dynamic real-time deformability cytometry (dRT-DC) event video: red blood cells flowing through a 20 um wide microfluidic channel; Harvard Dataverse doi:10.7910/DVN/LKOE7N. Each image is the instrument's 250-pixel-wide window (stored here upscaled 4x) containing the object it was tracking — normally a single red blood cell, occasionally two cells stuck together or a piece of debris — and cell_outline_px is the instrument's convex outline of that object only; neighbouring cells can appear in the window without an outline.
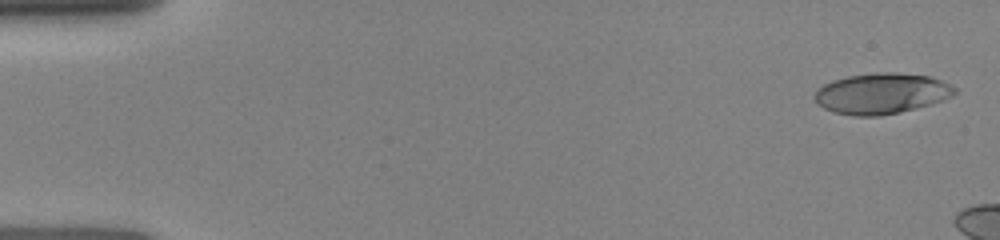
{"species": "human", "species_latin": "Homo sapiens", "temperature_condition": "room temperature", "stored_images_in_passage": 7, "camera_frame_rate_fps": 3000, "um_per_image_px": 0.085, "donor": {"sex": "female"}, "frame": {"image": 1, "passage_image": 1, "time_ms": 0.0, "image_size_px": [1000, 240], "cell_outline_px": [[956, 92], [952, 96], [932, 104], [900, 112], [880, 116], [852, 116], [832, 112], [816, 104], [812, 96], [816, 88], [832, 80], [848, 76], [876, 72], [896, 72], [928, 76], [940, 80], [956, 88]], "centroid_in_image_um": [74.86, 7.95], "position_along_channel_um": 10.1, "area_um2": 33.58}}